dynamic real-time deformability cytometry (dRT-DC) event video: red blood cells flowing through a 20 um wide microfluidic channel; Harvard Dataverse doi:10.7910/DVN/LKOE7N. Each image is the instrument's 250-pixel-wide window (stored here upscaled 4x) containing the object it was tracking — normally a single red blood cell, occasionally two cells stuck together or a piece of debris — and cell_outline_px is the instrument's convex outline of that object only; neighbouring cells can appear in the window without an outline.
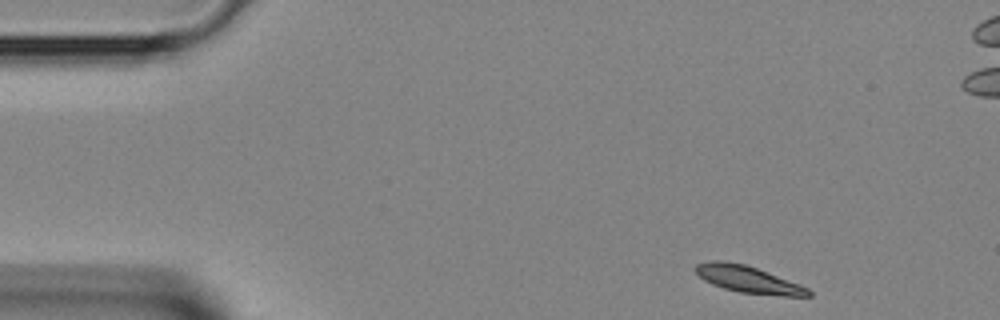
{"species": "Egyptian fruit bat (a non-hibernating species)", "species_latin": "Rousettus aegyptiacus", "temperature_condition": "room temperature", "stored_images_in_passage": 4, "camera_frame_rate_fps": 3000, "um_per_image_px": 0.085, "animal": {"sex": "female"}, "frame": {"image": 1, "passage_image": 1, "time_ms": 0.0, "image_size_px": [1000, 320], "cell_outline_px": [[812, 296], [784, 296], [740, 292], [724, 288], [712, 284], [704, 280], [692, 268], [696, 264], [708, 260], [720, 260], [744, 264], [756, 268], [800, 284], [808, 288], [812, 292]], "centroid_in_image_um": [63.57, 23.74], "position_along_channel_um": 21.4, "area_um2": 17.63}}
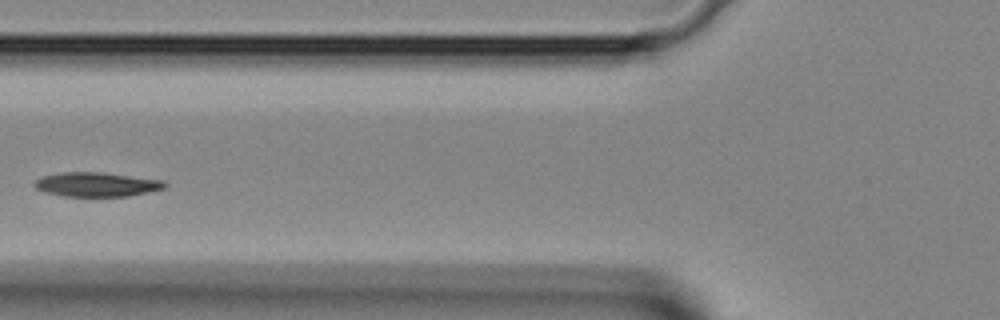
{"frame": {"image": 2, "passage_image": 4, "time_ms": 1.0, "image_size_px": [1000, 320], "cell_outline_px": [[168, 184], [164, 188], [148, 192], [128, 196], [64, 196], [44, 192], [36, 188], [32, 184], [40, 176], [60, 172], [100, 172], [164, 180]], "centroid_in_image_um": [8.18, 15.67], "position_along_channel_um": 117.6, "area_um2": 18.5}}